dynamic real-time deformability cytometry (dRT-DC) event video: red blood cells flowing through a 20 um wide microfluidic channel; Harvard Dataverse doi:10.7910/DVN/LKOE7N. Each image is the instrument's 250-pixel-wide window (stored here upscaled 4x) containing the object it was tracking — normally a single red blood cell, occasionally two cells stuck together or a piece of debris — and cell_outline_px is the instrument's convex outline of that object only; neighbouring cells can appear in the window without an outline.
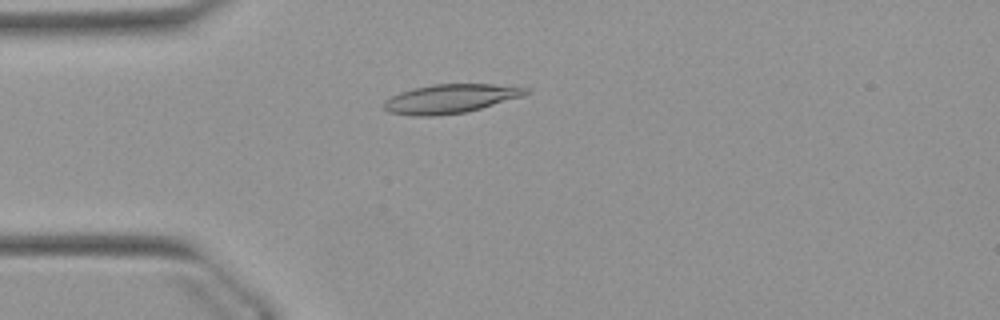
{"species": "Egyptian fruit bat (a non-hibernating species)", "species_latin": "Rousettus aegyptiacus", "temperature_condition": "warm", "stored_images_in_passage": 41, "camera_frame_rate_fps": 3000, "um_per_image_px": 0.085, "animal": {"sex": "female"}, "frame": {"image": 1, "passage_image": 3, "time_ms": 0.667, "image_size_px": [1000, 320], "cell_outline_px": [[532, 92], [524, 96], [468, 112], [436, 116], [412, 116], [388, 112], [384, 108], [384, 100], [400, 92], [412, 88], [432, 84], [492, 84], [532, 88]], "centroid_in_image_um": [38.33, 8.39], "position_along_channel_um": 46.7, "area_um2": 24.33}}
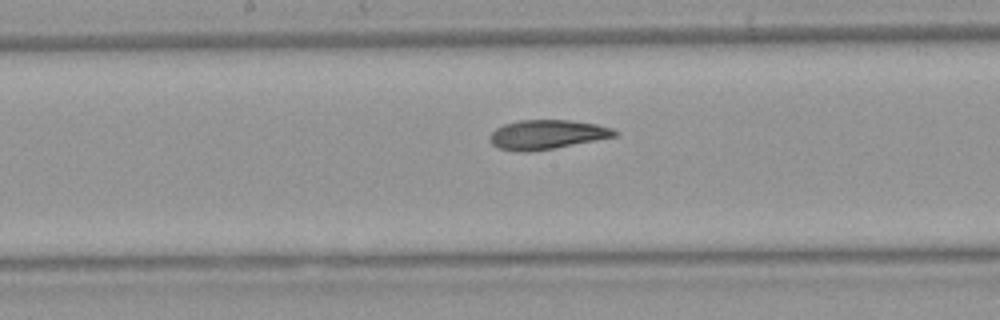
{"frame": {"image": 2, "passage_image": 16, "time_ms": 5.0, "image_size_px": [1000, 320], "cell_outline_px": [[620, 132], [616, 136], [596, 140], [552, 148], [528, 152], [520, 152], [500, 148], [492, 144], [488, 140], [488, 136], [496, 128], [504, 124], [520, 120], [572, 120], [596, 124], [612, 128]], "centroid_in_image_um": [46.47, 11.43], "position_along_channel_um": 201.7, "area_um2": 21.27}}
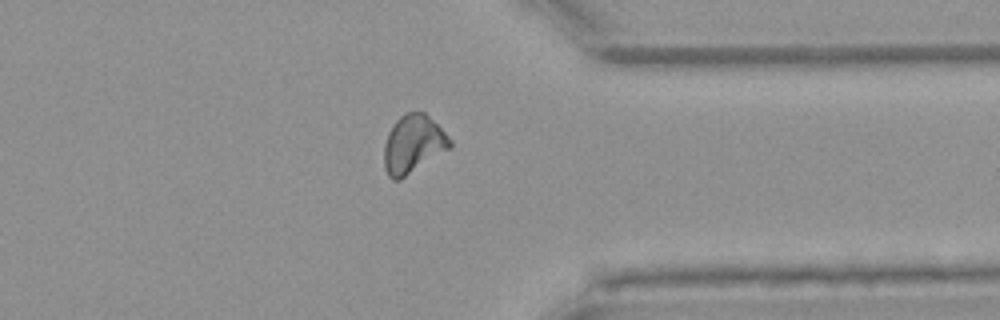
{"frame": {"image": 3, "passage_image": 30, "time_ms": 9.667, "image_size_px": [1000, 320], "cell_outline_px": [[452, 148], [400, 180], [392, 180], [388, 176], [384, 168], [384, 144], [388, 132], [392, 124], [400, 116], [408, 112], [424, 112], [452, 140]], "centroid_in_image_um": [35.11, 12.28], "position_along_channel_um": 376.3, "area_um2": 22.48}, "authors_computed_cell_mechanics": {"area_um2": 21.964, "velocity_mm_per_s": 3.9003, "shape_relaxation_time_tau1_ms": null, "shape_relaxation_time_tau2_ms": 3.7671, "deformation_change_tau1": null, "deformation_change_tau2": 0.1096}}